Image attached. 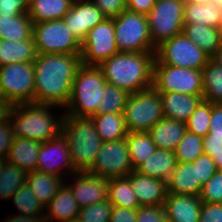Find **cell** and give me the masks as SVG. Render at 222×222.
<instances>
[{"instance_id":"1","label":"cell","mask_w":222,"mask_h":222,"mask_svg":"<svg viewBox=\"0 0 222 222\" xmlns=\"http://www.w3.org/2000/svg\"><path fill=\"white\" fill-rule=\"evenodd\" d=\"M34 65L33 103L65 108L81 65L80 54H37Z\"/></svg>"},{"instance_id":"2","label":"cell","mask_w":222,"mask_h":222,"mask_svg":"<svg viewBox=\"0 0 222 222\" xmlns=\"http://www.w3.org/2000/svg\"><path fill=\"white\" fill-rule=\"evenodd\" d=\"M57 109L62 112L57 113ZM6 115L13 137L43 143L61 134L65 112L63 108L54 105L21 103L9 106Z\"/></svg>"},{"instance_id":"3","label":"cell","mask_w":222,"mask_h":222,"mask_svg":"<svg viewBox=\"0 0 222 222\" xmlns=\"http://www.w3.org/2000/svg\"><path fill=\"white\" fill-rule=\"evenodd\" d=\"M155 52H118L99 67L107 83L129 94L153 86Z\"/></svg>"},{"instance_id":"4","label":"cell","mask_w":222,"mask_h":222,"mask_svg":"<svg viewBox=\"0 0 222 222\" xmlns=\"http://www.w3.org/2000/svg\"><path fill=\"white\" fill-rule=\"evenodd\" d=\"M106 80L99 66L81 64L78 68L65 116L91 118L98 112L105 92Z\"/></svg>"},{"instance_id":"5","label":"cell","mask_w":222,"mask_h":222,"mask_svg":"<svg viewBox=\"0 0 222 222\" xmlns=\"http://www.w3.org/2000/svg\"><path fill=\"white\" fill-rule=\"evenodd\" d=\"M61 134L68 144L74 169L88 171L103 143L94 122L91 118L64 116Z\"/></svg>"},{"instance_id":"6","label":"cell","mask_w":222,"mask_h":222,"mask_svg":"<svg viewBox=\"0 0 222 222\" xmlns=\"http://www.w3.org/2000/svg\"><path fill=\"white\" fill-rule=\"evenodd\" d=\"M123 116L128 132H148L165 117L160 92L151 86L129 94Z\"/></svg>"},{"instance_id":"7","label":"cell","mask_w":222,"mask_h":222,"mask_svg":"<svg viewBox=\"0 0 222 222\" xmlns=\"http://www.w3.org/2000/svg\"><path fill=\"white\" fill-rule=\"evenodd\" d=\"M116 46L119 52H156L145 14L125 9L114 17Z\"/></svg>"},{"instance_id":"8","label":"cell","mask_w":222,"mask_h":222,"mask_svg":"<svg viewBox=\"0 0 222 222\" xmlns=\"http://www.w3.org/2000/svg\"><path fill=\"white\" fill-rule=\"evenodd\" d=\"M210 58L200 47L180 33L157 46L154 65L202 70Z\"/></svg>"},{"instance_id":"9","label":"cell","mask_w":222,"mask_h":222,"mask_svg":"<svg viewBox=\"0 0 222 222\" xmlns=\"http://www.w3.org/2000/svg\"><path fill=\"white\" fill-rule=\"evenodd\" d=\"M32 37L37 54H81V43L63 19L33 23Z\"/></svg>"},{"instance_id":"10","label":"cell","mask_w":222,"mask_h":222,"mask_svg":"<svg viewBox=\"0 0 222 222\" xmlns=\"http://www.w3.org/2000/svg\"><path fill=\"white\" fill-rule=\"evenodd\" d=\"M0 96L9 106L33 103V62L10 63L0 66Z\"/></svg>"},{"instance_id":"11","label":"cell","mask_w":222,"mask_h":222,"mask_svg":"<svg viewBox=\"0 0 222 222\" xmlns=\"http://www.w3.org/2000/svg\"><path fill=\"white\" fill-rule=\"evenodd\" d=\"M185 0H156L147 14L149 33L157 47L163 41L182 33Z\"/></svg>"},{"instance_id":"12","label":"cell","mask_w":222,"mask_h":222,"mask_svg":"<svg viewBox=\"0 0 222 222\" xmlns=\"http://www.w3.org/2000/svg\"><path fill=\"white\" fill-rule=\"evenodd\" d=\"M153 87L160 93L203 95L202 72L185 67L154 65Z\"/></svg>"},{"instance_id":"13","label":"cell","mask_w":222,"mask_h":222,"mask_svg":"<svg viewBox=\"0 0 222 222\" xmlns=\"http://www.w3.org/2000/svg\"><path fill=\"white\" fill-rule=\"evenodd\" d=\"M115 39L114 17L105 18L88 31L81 42V64L99 66L118 53Z\"/></svg>"},{"instance_id":"14","label":"cell","mask_w":222,"mask_h":222,"mask_svg":"<svg viewBox=\"0 0 222 222\" xmlns=\"http://www.w3.org/2000/svg\"><path fill=\"white\" fill-rule=\"evenodd\" d=\"M133 171L126 138L103 142L88 173L97 177L113 178L128 176Z\"/></svg>"},{"instance_id":"15","label":"cell","mask_w":222,"mask_h":222,"mask_svg":"<svg viewBox=\"0 0 222 222\" xmlns=\"http://www.w3.org/2000/svg\"><path fill=\"white\" fill-rule=\"evenodd\" d=\"M36 170L64 179L77 172L71 161L68 144L62 134L41 143Z\"/></svg>"},{"instance_id":"16","label":"cell","mask_w":222,"mask_h":222,"mask_svg":"<svg viewBox=\"0 0 222 222\" xmlns=\"http://www.w3.org/2000/svg\"><path fill=\"white\" fill-rule=\"evenodd\" d=\"M65 180L80 208L108 199V178L97 177L83 171L75 172Z\"/></svg>"},{"instance_id":"17","label":"cell","mask_w":222,"mask_h":222,"mask_svg":"<svg viewBox=\"0 0 222 222\" xmlns=\"http://www.w3.org/2000/svg\"><path fill=\"white\" fill-rule=\"evenodd\" d=\"M106 16L91 0H74L71 9L64 15L67 28L81 43Z\"/></svg>"},{"instance_id":"18","label":"cell","mask_w":222,"mask_h":222,"mask_svg":"<svg viewBox=\"0 0 222 222\" xmlns=\"http://www.w3.org/2000/svg\"><path fill=\"white\" fill-rule=\"evenodd\" d=\"M198 158L193 162H177L174 172L167 181V192L175 195L200 196Z\"/></svg>"},{"instance_id":"19","label":"cell","mask_w":222,"mask_h":222,"mask_svg":"<svg viewBox=\"0 0 222 222\" xmlns=\"http://www.w3.org/2000/svg\"><path fill=\"white\" fill-rule=\"evenodd\" d=\"M128 177L139 206L164 205L167 197V182L141 175L133 170Z\"/></svg>"},{"instance_id":"20","label":"cell","mask_w":222,"mask_h":222,"mask_svg":"<svg viewBox=\"0 0 222 222\" xmlns=\"http://www.w3.org/2000/svg\"><path fill=\"white\" fill-rule=\"evenodd\" d=\"M202 201L199 196L168 193L164 202L169 222H199Z\"/></svg>"},{"instance_id":"21","label":"cell","mask_w":222,"mask_h":222,"mask_svg":"<svg viewBox=\"0 0 222 222\" xmlns=\"http://www.w3.org/2000/svg\"><path fill=\"white\" fill-rule=\"evenodd\" d=\"M80 207L73 196L71 188L64 182L57 194L45 207L47 222H67L77 220Z\"/></svg>"},{"instance_id":"22","label":"cell","mask_w":222,"mask_h":222,"mask_svg":"<svg viewBox=\"0 0 222 222\" xmlns=\"http://www.w3.org/2000/svg\"><path fill=\"white\" fill-rule=\"evenodd\" d=\"M160 95L164 116L182 122H186L204 100L203 95L175 92L160 93Z\"/></svg>"},{"instance_id":"23","label":"cell","mask_w":222,"mask_h":222,"mask_svg":"<svg viewBox=\"0 0 222 222\" xmlns=\"http://www.w3.org/2000/svg\"><path fill=\"white\" fill-rule=\"evenodd\" d=\"M186 131V122L163 117L148 131V134L156 148L174 152Z\"/></svg>"},{"instance_id":"24","label":"cell","mask_w":222,"mask_h":222,"mask_svg":"<svg viewBox=\"0 0 222 222\" xmlns=\"http://www.w3.org/2000/svg\"><path fill=\"white\" fill-rule=\"evenodd\" d=\"M40 146L41 142L23 137H14L6 161L27 173L33 172L37 168Z\"/></svg>"},{"instance_id":"25","label":"cell","mask_w":222,"mask_h":222,"mask_svg":"<svg viewBox=\"0 0 222 222\" xmlns=\"http://www.w3.org/2000/svg\"><path fill=\"white\" fill-rule=\"evenodd\" d=\"M176 164L177 160L173 151L157 148L135 171L167 182Z\"/></svg>"},{"instance_id":"26","label":"cell","mask_w":222,"mask_h":222,"mask_svg":"<svg viewBox=\"0 0 222 222\" xmlns=\"http://www.w3.org/2000/svg\"><path fill=\"white\" fill-rule=\"evenodd\" d=\"M65 181L63 177L35 170L27 174L26 184L41 204L46 207Z\"/></svg>"},{"instance_id":"27","label":"cell","mask_w":222,"mask_h":222,"mask_svg":"<svg viewBox=\"0 0 222 222\" xmlns=\"http://www.w3.org/2000/svg\"><path fill=\"white\" fill-rule=\"evenodd\" d=\"M37 52L31 36L27 40L0 39V66L10 63H28L36 59Z\"/></svg>"},{"instance_id":"28","label":"cell","mask_w":222,"mask_h":222,"mask_svg":"<svg viewBox=\"0 0 222 222\" xmlns=\"http://www.w3.org/2000/svg\"><path fill=\"white\" fill-rule=\"evenodd\" d=\"M74 0H33L28 4V16L32 23L63 19Z\"/></svg>"},{"instance_id":"29","label":"cell","mask_w":222,"mask_h":222,"mask_svg":"<svg viewBox=\"0 0 222 222\" xmlns=\"http://www.w3.org/2000/svg\"><path fill=\"white\" fill-rule=\"evenodd\" d=\"M184 24H201L218 29L222 25V6L216 3H185Z\"/></svg>"},{"instance_id":"30","label":"cell","mask_w":222,"mask_h":222,"mask_svg":"<svg viewBox=\"0 0 222 222\" xmlns=\"http://www.w3.org/2000/svg\"><path fill=\"white\" fill-rule=\"evenodd\" d=\"M91 120L103 142L124 139L128 134L123 113L96 114Z\"/></svg>"},{"instance_id":"31","label":"cell","mask_w":222,"mask_h":222,"mask_svg":"<svg viewBox=\"0 0 222 222\" xmlns=\"http://www.w3.org/2000/svg\"><path fill=\"white\" fill-rule=\"evenodd\" d=\"M182 33L210 57L220 48L217 28L201 24H184Z\"/></svg>"},{"instance_id":"32","label":"cell","mask_w":222,"mask_h":222,"mask_svg":"<svg viewBox=\"0 0 222 222\" xmlns=\"http://www.w3.org/2000/svg\"><path fill=\"white\" fill-rule=\"evenodd\" d=\"M108 200L113 206L128 209L140 207L128 176L108 179Z\"/></svg>"},{"instance_id":"33","label":"cell","mask_w":222,"mask_h":222,"mask_svg":"<svg viewBox=\"0 0 222 222\" xmlns=\"http://www.w3.org/2000/svg\"><path fill=\"white\" fill-rule=\"evenodd\" d=\"M127 149L133 170H136L157 149L148 132H128Z\"/></svg>"},{"instance_id":"34","label":"cell","mask_w":222,"mask_h":222,"mask_svg":"<svg viewBox=\"0 0 222 222\" xmlns=\"http://www.w3.org/2000/svg\"><path fill=\"white\" fill-rule=\"evenodd\" d=\"M203 84V99L212 104L222 103V66L211 59L201 70Z\"/></svg>"},{"instance_id":"35","label":"cell","mask_w":222,"mask_h":222,"mask_svg":"<svg viewBox=\"0 0 222 222\" xmlns=\"http://www.w3.org/2000/svg\"><path fill=\"white\" fill-rule=\"evenodd\" d=\"M33 23L28 14L0 17V39L27 40L32 36Z\"/></svg>"},{"instance_id":"36","label":"cell","mask_w":222,"mask_h":222,"mask_svg":"<svg viewBox=\"0 0 222 222\" xmlns=\"http://www.w3.org/2000/svg\"><path fill=\"white\" fill-rule=\"evenodd\" d=\"M27 172L5 161L0 175V199L10 201L19 187L26 184Z\"/></svg>"},{"instance_id":"37","label":"cell","mask_w":222,"mask_h":222,"mask_svg":"<svg viewBox=\"0 0 222 222\" xmlns=\"http://www.w3.org/2000/svg\"><path fill=\"white\" fill-rule=\"evenodd\" d=\"M10 200H13L12 204L19 210V213L16 215L45 216V207L27 184L19 187Z\"/></svg>"},{"instance_id":"38","label":"cell","mask_w":222,"mask_h":222,"mask_svg":"<svg viewBox=\"0 0 222 222\" xmlns=\"http://www.w3.org/2000/svg\"><path fill=\"white\" fill-rule=\"evenodd\" d=\"M174 153L177 162L195 161L204 153L203 138L187 130L175 148Z\"/></svg>"},{"instance_id":"39","label":"cell","mask_w":222,"mask_h":222,"mask_svg":"<svg viewBox=\"0 0 222 222\" xmlns=\"http://www.w3.org/2000/svg\"><path fill=\"white\" fill-rule=\"evenodd\" d=\"M129 93L106 83L101 104L98 105L97 114L123 113Z\"/></svg>"},{"instance_id":"40","label":"cell","mask_w":222,"mask_h":222,"mask_svg":"<svg viewBox=\"0 0 222 222\" xmlns=\"http://www.w3.org/2000/svg\"><path fill=\"white\" fill-rule=\"evenodd\" d=\"M211 119V103L202 101L186 121V128L189 132L204 138L209 132Z\"/></svg>"},{"instance_id":"41","label":"cell","mask_w":222,"mask_h":222,"mask_svg":"<svg viewBox=\"0 0 222 222\" xmlns=\"http://www.w3.org/2000/svg\"><path fill=\"white\" fill-rule=\"evenodd\" d=\"M113 205L106 199L100 203L80 208L79 222H110Z\"/></svg>"},{"instance_id":"42","label":"cell","mask_w":222,"mask_h":222,"mask_svg":"<svg viewBox=\"0 0 222 222\" xmlns=\"http://www.w3.org/2000/svg\"><path fill=\"white\" fill-rule=\"evenodd\" d=\"M199 197L205 203H222V170H217L203 185Z\"/></svg>"},{"instance_id":"43","label":"cell","mask_w":222,"mask_h":222,"mask_svg":"<svg viewBox=\"0 0 222 222\" xmlns=\"http://www.w3.org/2000/svg\"><path fill=\"white\" fill-rule=\"evenodd\" d=\"M137 222H165L166 213L163 205L141 206L137 209Z\"/></svg>"},{"instance_id":"44","label":"cell","mask_w":222,"mask_h":222,"mask_svg":"<svg viewBox=\"0 0 222 222\" xmlns=\"http://www.w3.org/2000/svg\"><path fill=\"white\" fill-rule=\"evenodd\" d=\"M28 14L26 0H0V17H13Z\"/></svg>"},{"instance_id":"45","label":"cell","mask_w":222,"mask_h":222,"mask_svg":"<svg viewBox=\"0 0 222 222\" xmlns=\"http://www.w3.org/2000/svg\"><path fill=\"white\" fill-rule=\"evenodd\" d=\"M107 18L119 16L126 9V0H91Z\"/></svg>"},{"instance_id":"46","label":"cell","mask_w":222,"mask_h":222,"mask_svg":"<svg viewBox=\"0 0 222 222\" xmlns=\"http://www.w3.org/2000/svg\"><path fill=\"white\" fill-rule=\"evenodd\" d=\"M205 137L222 140V104L211 103L209 132Z\"/></svg>"},{"instance_id":"47","label":"cell","mask_w":222,"mask_h":222,"mask_svg":"<svg viewBox=\"0 0 222 222\" xmlns=\"http://www.w3.org/2000/svg\"><path fill=\"white\" fill-rule=\"evenodd\" d=\"M199 181L203 186L216 172L217 168L211 156L203 153L198 157Z\"/></svg>"},{"instance_id":"48","label":"cell","mask_w":222,"mask_h":222,"mask_svg":"<svg viewBox=\"0 0 222 222\" xmlns=\"http://www.w3.org/2000/svg\"><path fill=\"white\" fill-rule=\"evenodd\" d=\"M199 222H222V203L202 202Z\"/></svg>"},{"instance_id":"49","label":"cell","mask_w":222,"mask_h":222,"mask_svg":"<svg viewBox=\"0 0 222 222\" xmlns=\"http://www.w3.org/2000/svg\"><path fill=\"white\" fill-rule=\"evenodd\" d=\"M13 138L6 115V117L0 121V158L6 159Z\"/></svg>"},{"instance_id":"50","label":"cell","mask_w":222,"mask_h":222,"mask_svg":"<svg viewBox=\"0 0 222 222\" xmlns=\"http://www.w3.org/2000/svg\"><path fill=\"white\" fill-rule=\"evenodd\" d=\"M137 209L113 206L110 222H137Z\"/></svg>"},{"instance_id":"51","label":"cell","mask_w":222,"mask_h":222,"mask_svg":"<svg viewBox=\"0 0 222 222\" xmlns=\"http://www.w3.org/2000/svg\"><path fill=\"white\" fill-rule=\"evenodd\" d=\"M156 0H126V9L147 15L155 5Z\"/></svg>"},{"instance_id":"52","label":"cell","mask_w":222,"mask_h":222,"mask_svg":"<svg viewBox=\"0 0 222 222\" xmlns=\"http://www.w3.org/2000/svg\"><path fill=\"white\" fill-rule=\"evenodd\" d=\"M2 222H47L44 216H24L10 214Z\"/></svg>"},{"instance_id":"53","label":"cell","mask_w":222,"mask_h":222,"mask_svg":"<svg viewBox=\"0 0 222 222\" xmlns=\"http://www.w3.org/2000/svg\"><path fill=\"white\" fill-rule=\"evenodd\" d=\"M204 152H218L222 150V140L211 139V137L203 138Z\"/></svg>"},{"instance_id":"54","label":"cell","mask_w":222,"mask_h":222,"mask_svg":"<svg viewBox=\"0 0 222 222\" xmlns=\"http://www.w3.org/2000/svg\"><path fill=\"white\" fill-rule=\"evenodd\" d=\"M204 153L211 156L217 170H222V150H219L218 152H204Z\"/></svg>"},{"instance_id":"55","label":"cell","mask_w":222,"mask_h":222,"mask_svg":"<svg viewBox=\"0 0 222 222\" xmlns=\"http://www.w3.org/2000/svg\"><path fill=\"white\" fill-rule=\"evenodd\" d=\"M8 109H9V105L0 96V121L6 117Z\"/></svg>"},{"instance_id":"56","label":"cell","mask_w":222,"mask_h":222,"mask_svg":"<svg viewBox=\"0 0 222 222\" xmlns=\"http://www.w3.org/2000/svg\"><path fill=\"white\" fill-rule=\"evenodd\" d=\"M214 63L222 66V47H220L210 58Z\"/></svg>"},{"instance_id":"57","label":"cell","mask_w":222,"mask_h":222,"mask_svg":"<svg viewBox=\"0 0 222 222\" xmlns=\"http://www.w3.org/2000/svg\"><path fill=\"white\" fill-rule=\"evenodd\" d=\"M185 3H193L199 5H205L207 3H213V0H185Z\"/></svg>"},{"instance_id":"58","label":"cell","mask_w":222,"mask_h":222,"mask_svg":"<svg viewBox=\"0 0 222 222\" xmlns=\"http://www.w3.org/2000/svg\"><path fill=\"white\" fill-rule=\"evenodd\" d=\"M219 30V44L222 47V25L218 28Z\"/></svg>"},{"instance_id":"59","label":"cell","mask_w":222,"mask_h":222,"mask_svg":"<svg viewBox=\"0 0 222 222\" xmlns=\"http://www.w3.org/2000/svg\"><path fill=\"white\" fill-rule=\"evenodd\" d=\"M5 161H6V159L0 158V175H1Z\"/></svg>"},{"instance_id":"60","label":"cell","mask_w":222,"mask_h":222,"mask_svg":"<svg viewBox=\"0 0 222 222\" xmlns=\"http://www.w3.org/2000/svg\"><path fill=\"white\" fill-rule=\"evenodd\" d=\"M213 3H216L219 6H222V0H213Z\"/></svg>"},{"instance_id":"61","label":"cell","mask_w":222,"mask_h":222,"mask_svg":"<svg viewBox=\"0 0 222 222\" xmlns=\"http://www.w3.org/2000/svg\"><path fill=\"white\" fill-rule=\"evenodd\" d=\"M67 222H79L78 220H74V221H67Z\"/></svg>"}]
</instances>
